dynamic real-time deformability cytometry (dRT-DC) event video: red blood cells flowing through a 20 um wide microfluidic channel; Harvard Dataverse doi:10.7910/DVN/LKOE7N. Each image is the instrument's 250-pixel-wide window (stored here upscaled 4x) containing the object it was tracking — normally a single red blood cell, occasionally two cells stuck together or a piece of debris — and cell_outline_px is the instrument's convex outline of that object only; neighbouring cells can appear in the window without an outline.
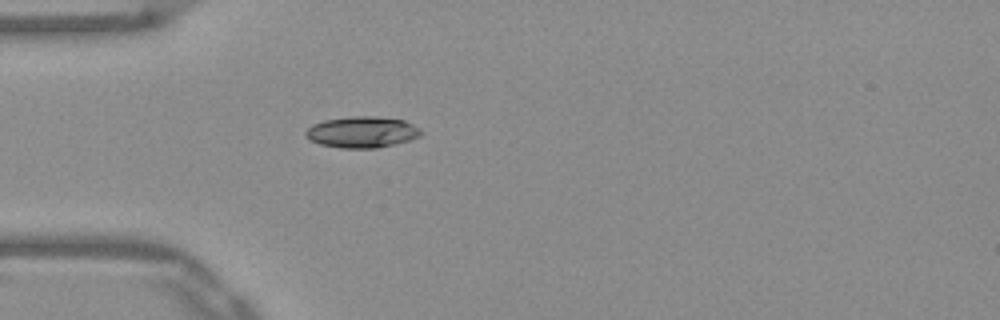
{"species": "Egyptian fruit bat (a non-hibernating species)", "species_latin": "Rousettus aegyptiacus", "temperature_condition": "warm", "stored_images_in_passage": 38, "camera_frame_rate_fps": 3000, "um_per_image_px": 0.085, "frame": {"image": 1, "passage_image": 1, "time_ms": 0.0, "image_size_px": [1000, 320], "cell_outline_px": [[424, 132], [420, 136], [412, 140], [376, 148], [340, 148], [320, 144], [308, 140], [304, 136], [304, 132], [312, 124], [324, 120], [352, 116], [376, 116], [404, 120], [420, 128]], "centroid_in_image_um": [30.77, 11.23], "position_along_channel_um": 54.2, "area_um2": 21.27}}
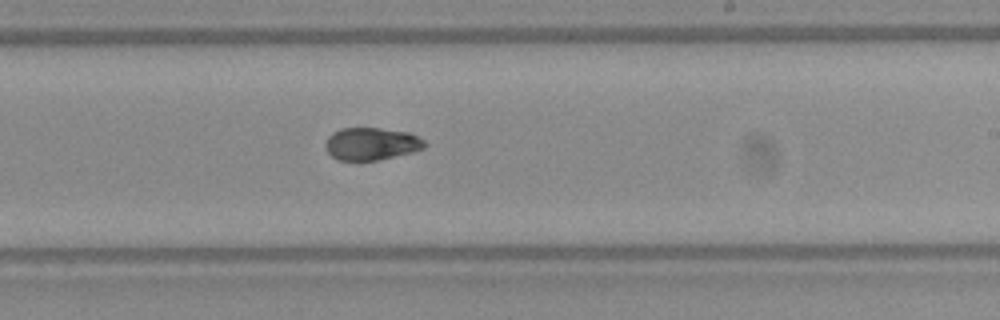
{"frame": {"image": 2, "passage_image": 17, "time_ms": 5.333, "image_size_px": [1000, 320], "cell_outline_px": [[428, 144], [424, 148], [412, 152], [376, 160], [336, 160], [324, 148], [324, 144], [328, 136], [332, 132], [340, 128], [380, 128], [408, 132], [424, 140]], "centroid_in_image_um": [31.53, 12.21], "position_along_channel_um": 257.5, "area_um2": 18.84}}
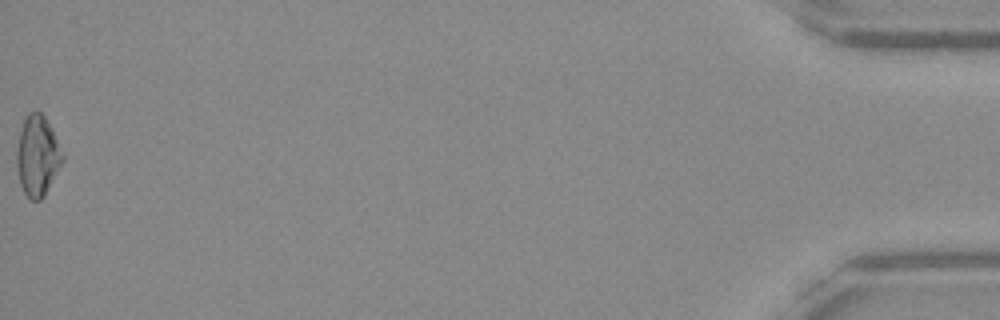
{"frame": {"image": 3, "passage_image": 38, "time_ms": 12.333, "image_size_px": [1000, 320], "cell_outline_px": [[64, 160], [44, 196], [40, 200], [28, 200], [20, 184], [16, 164], [16, 152], [20, 132], [24, 120], [28, 112], [40, 112], [44, 116], [52, 128], [64, 156]], "centroid_in_image_um": [3.18, 13.26], "position_along_channel_um": 432.0, "area_um2": 21.44}, "authors_computed_cell_mechanics": {"area_um2": 19.6231, "velocity_mm_per_s": 3.9187, "shape_relaxation_time_tau1_ms": 5.0792, "shape_relaxation_time_tau2_ms": 2.6884, "deformation_change_tau1": 0.1836, "deformation_change_tau2": 0.0601}}